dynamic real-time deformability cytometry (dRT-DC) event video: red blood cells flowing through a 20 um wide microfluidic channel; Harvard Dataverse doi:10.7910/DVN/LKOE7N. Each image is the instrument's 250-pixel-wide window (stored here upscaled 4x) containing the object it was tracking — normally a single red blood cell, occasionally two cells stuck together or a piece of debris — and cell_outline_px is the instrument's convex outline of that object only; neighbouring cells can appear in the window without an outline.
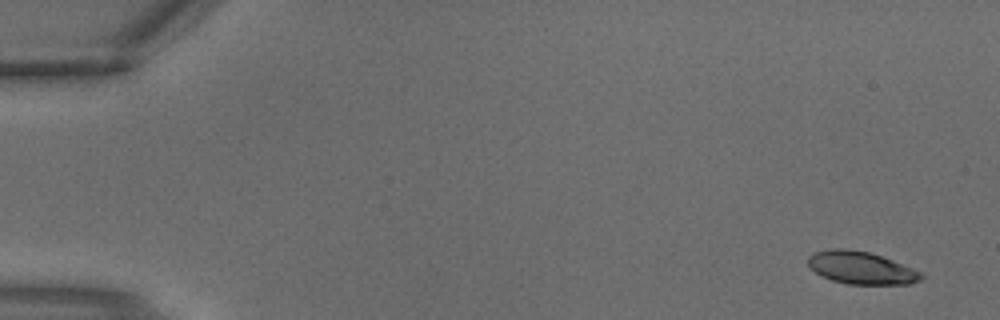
{"species": "common noctule bat (a hibernating species)", "species_latin": "Nyctalus noctula", "temperature_condition": "warm", "stored_images_in_passage": 4, "camera_frame_rate_fps": 3000, "um_per_image_px": 0.085, "animal": {"sex": "male", "body_mass_g": 18.8}, "frame": {"image": 1, "passage_image": 1, "time_ms": 0.0, "image_size_px": [1000, 320], "cell_outline_px": [[924, 276], [920, 280], [908, 284], [848, 284], [832, 280], [808, 268], [808, 256], [816, 252], [836, 248], [848, 248], [868, 252], [892, 260], [912, 268], [920, 272]], "centroid_in_image_um": [73.18, 22.76], "position_along_channel_um": 11.8, "area_um2": 21.21}}